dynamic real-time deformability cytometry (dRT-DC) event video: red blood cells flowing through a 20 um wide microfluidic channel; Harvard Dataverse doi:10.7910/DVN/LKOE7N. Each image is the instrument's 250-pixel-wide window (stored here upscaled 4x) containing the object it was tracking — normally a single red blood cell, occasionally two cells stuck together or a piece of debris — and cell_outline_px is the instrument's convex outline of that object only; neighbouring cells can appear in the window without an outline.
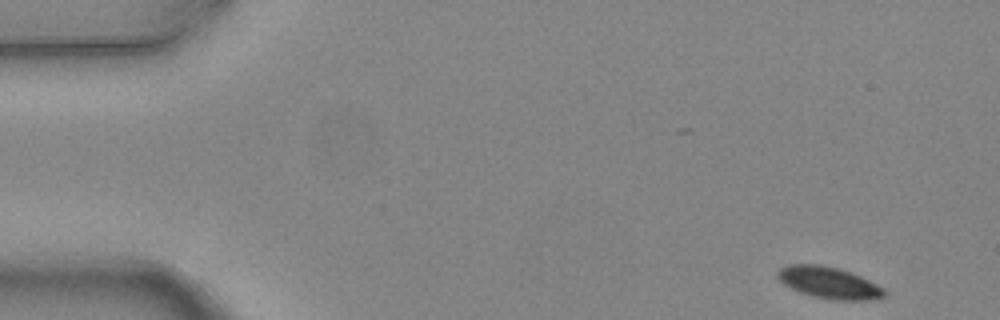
{"species": "common noctule bat (a hibernating species)", "species_latin": "Nyctalus noctula", "temperature_condition": "warm", "stored_images_in_passage": 2, "camera_frame_rate_fps": 3000, "um_per_image_px": 0.085, "animal": {"sex": "female", "body_mass_g": 24.6, "forearm_length_mm": 56.2}, "frame": {"image": 1, "passage_image": 1, "time_ms": 0.0, "image_size_px": [1000, 320], "cell_outline_px": [[888, 296], [872, 300], [832, 300], [812, 296], [800, 292], [784, 284], [776, 276], [776, 272], [780, 268], [788, 264], [820, 264], [840, 268], [860, 276], [884, 288], [888, 292]], "centroid_in_image_um": [70.49, 24.03], "position_along_channel_um": 14.5, "area_um2": 19.94}}